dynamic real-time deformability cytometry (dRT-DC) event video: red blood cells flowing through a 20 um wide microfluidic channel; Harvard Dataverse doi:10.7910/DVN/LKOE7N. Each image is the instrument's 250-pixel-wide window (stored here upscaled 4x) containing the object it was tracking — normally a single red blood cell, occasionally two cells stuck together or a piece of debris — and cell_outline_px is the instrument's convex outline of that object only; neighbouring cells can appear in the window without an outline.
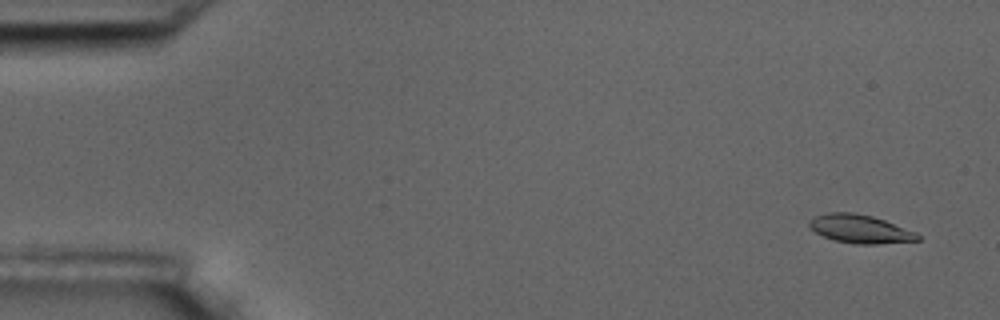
{"species": "common noctule bat (a hibernating species)", "species_latin": "Nyctalus noctula", "temperature_condition": "room temperature", "stored_images_in_passage": 55, "camera_frame_rate_fps": 3000, "um_per_image_px": 0.085, "animal": {"sex": "male", "body_mass_g": 17.5, "forearm_length_mm": 52.3}, "frame": {"image": 1, "passage_image": 3, "time_ms": 0.667, "image_size_px": [1000, 320], "cell_outline_px": [[920, 240], [836, 240], [824, 236], [816, 232], [812, 228], [812, 224], [820, 216], [840, 212], [868, 216], [892, 224], [920, 236]], "centroid_in_image_um": [73.05, 19.41], "position_along_channel_um": 12.0, "area_um2": 14.85}}
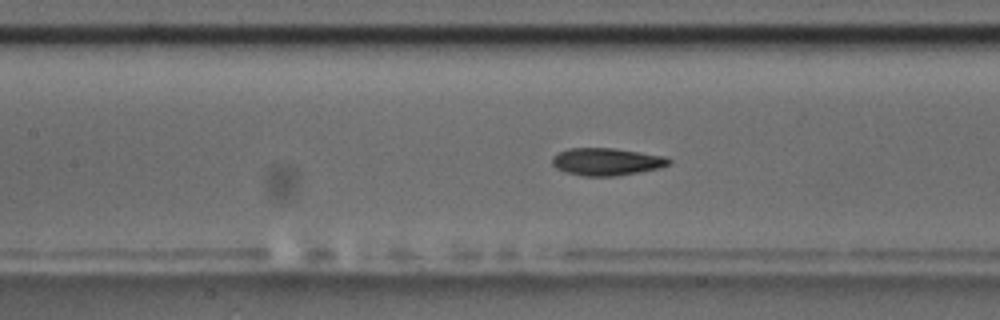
{"frame": {"image": 2, "passage_image": 25, "time_ms": 8.0, "image_size_px": [1000, 320], "cell_outline_px": [[668, 164], [652, 168], [632, 172], [596, 176], [572, 172], [560, 168], [552, 160], [560, 152], [576, 148], [608, 148], [632, 152], [652, 156], [668, 160]], "centroid_in_image_um": [51.45, 13.72], "position_along_channel_um": 156.0, "area_um2": 16.3}}
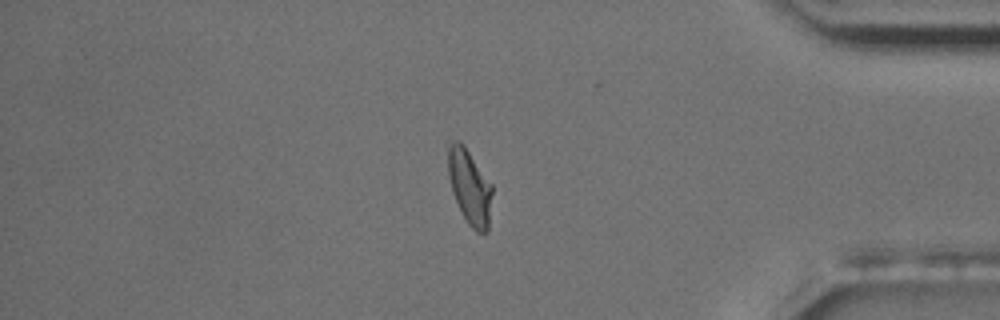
{"frame": {"image": 3, "passage_image": 47, "time_ms": 15.333, "image_size_px": [1000, 320], "cell_outline_px": [[492, 192], [488, 228], [484, 232], [480, 232], [464, 216], [456, 200], [452, 188], [448, 168], [448, 156], [452, 144], [460, 144], [464, 148], [492, 184]], "centroid_in_image_um": [39.96, 15.93], "position_along_channel_um": 395.2, "area_um2": 17.63}, "authors_computed_cell_mechanics": {"area_um2": 16.2418, "velocity_mm_per_s": 3.6616, "shape_relaxation_time_tau1_ms": 2.3198, "shape_relaxation_time_tau2_ms": 2.0569, "deformation_change_tau1": 0.1341, "deformation_change_tau2": 0.0868}}